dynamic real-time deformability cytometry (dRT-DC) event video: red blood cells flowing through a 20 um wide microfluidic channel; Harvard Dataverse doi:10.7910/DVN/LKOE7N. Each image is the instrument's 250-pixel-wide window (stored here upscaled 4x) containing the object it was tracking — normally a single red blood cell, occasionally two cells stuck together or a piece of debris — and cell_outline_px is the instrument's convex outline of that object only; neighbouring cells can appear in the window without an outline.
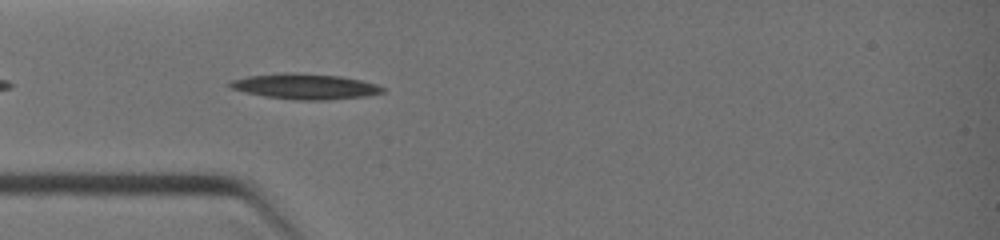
{"species": "common noctule bat (a hibernating species)", "species_latin": "Nyctalus noctula", "temperature_condition": "warm", "stored_images_in_passage": 16, "camera_frame_rate_fps": 3000, "um_per_image_px": 0.085, "animal": {"sex": "female", "body_mass_g": 19.0, "forearm_length_mm": 51.5}, "frame": {"image": 1, "passage_image": 3, "time_ms": 0.667, "image_size_px": [1000, 240], "cell_outline_px": [[384, 92], [364, 96], [328, 100], [300, 100], [264, 96], [244, 92], [228, 88], [228, 80], [248, 76], [280, 72], [288, 72], [340, 76], [360, 80], [376, 84], [384, 88]], "centroid_in_image_um": [25.85, 7.34], "position_along_channel_um": 59.2, "area_um2": 22.72}}
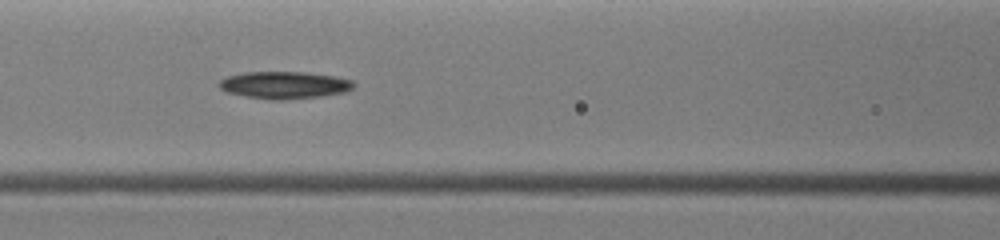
{"frame": {"image": 2, "passage_image": 9, "time_ms": 2.333, "image_size_px": [1000, 240], "cell_outline_px": [[356, 84], [352, 88], [344, 92], [324, 96], [284, 100], [276, 100], [248, 96], [228, 92], [220, 88], [220, 80], [228, 76], [244, 72], [304, 72], [332, 76], [352, 80]], "centroid_in_image_um": [24.21, 7.23], "position_along_channel_um": 142.4, "area_um2": 21.1}}
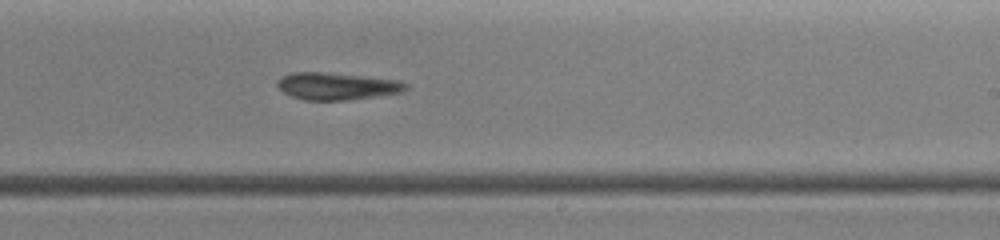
{"frame": {"image": 3, "passage_image": 16, "time_ms": 4.667, "image_size_px": [1000, 240], "cell_outline_px": [[408, 88], [404, 92], [348, 100], [304, 100], [292, 96], [284, 92], [276, 84], [276, 80], [280, 76], [292, 72], [324, 72], [400, 80], [408, 84]], "centroid_in_image_um": [28.63, 7.32], "position_along_channel_um": 260.4, "area_um2": 20.46}}